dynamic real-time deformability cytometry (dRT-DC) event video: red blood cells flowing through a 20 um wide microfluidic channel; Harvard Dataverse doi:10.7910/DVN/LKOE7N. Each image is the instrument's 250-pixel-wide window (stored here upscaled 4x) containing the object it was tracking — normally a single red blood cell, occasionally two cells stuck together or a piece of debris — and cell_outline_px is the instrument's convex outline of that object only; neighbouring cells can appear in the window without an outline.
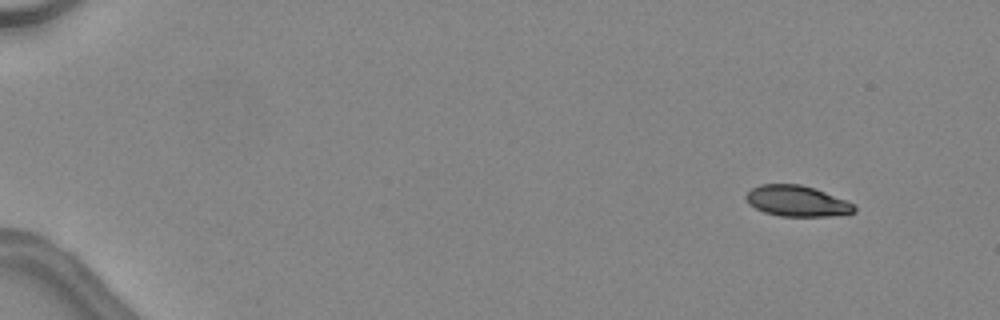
{"species": "common noctule bat (a hibernating species)", "species_latin": "Nyctalus noctula", "temperature_condition": "warm", "stored_images_in_passage": 44, "camera_frame_rate_fps": 3000, "um_per_image_px": 0.085, "animal": {"sex": "female", "body_mass_g": 24.6, "forearm_length_mm": 56.2}, "frame": {"image": 1, "passage_image": 1, "time_ms": 0.0, "image_size_px": [1000, 320], "cell_outline_px": [[856, 212], [832, 216], [780, 216], [764, 212], [748, 204], [744, 196], [752, 188], [760, 184], [800, 184], [824, 192], [856, 204]], "centroid_in_image_um": [67.73, 17.09], "position_along_channel_um": 17.3, "area_um2": 19.42}}
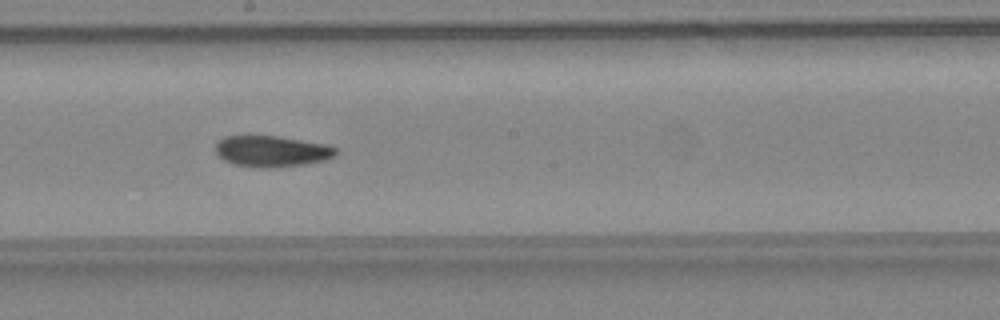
{"frame": {"image": 2, "passage_image": 25, "time_ms": 8.0, "image_size_px": [1000, 320], "cell_outline_px": [[340, 152], [336, 156], [324, 160], [304, 164], [276, 168], [256, 168], [232, 164], [224, 160], [216, 152], [216, 144], [224, 136], [276, 136], [328, 144], [336, 148]], "centroid_in_image_um": [23.13, 12.87], "position_along_channel_um": 225.1, "area_um2": 22.02}}
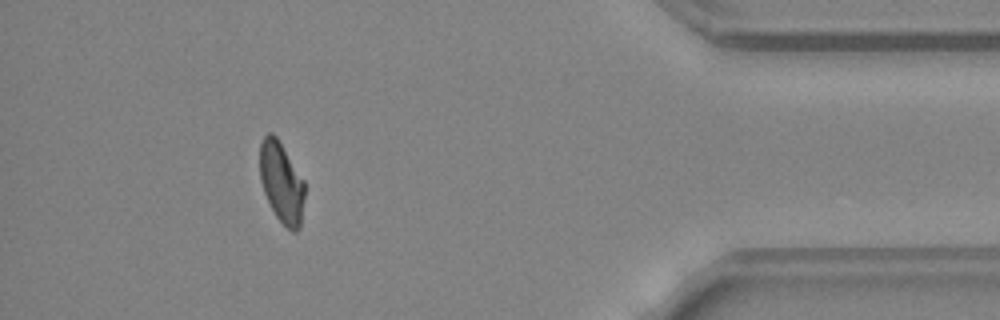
{"frame": {"image": 3, "passage_image": 40, "time_ms": 13.0, "image_size_px": [1000, 320], "cell_outline_px": [[304, 196], [300, 228], [296, 232], [292, 232], [276, 216], [264, 192], [260, 180], [260, 144], [264, 136], [268, 132], [272, 132], [276, 136], [304, 180]], "centroid_in_image_um": [23.92, 15.5], "position_along_channel_um": 411.3, "area_um2": 20.87}, "authors_computed_cell_mechanics": {"area_um2": 21.6172, "velocity_mm_per_s": 4.5409, "shape_relaxation_time_tau1_ms": 5.9057, "shape_relaxation_time_tau2_ms": 2.3526, "deformation_change_tau1": 0.1821, "deformation_change_tau2": 0.0726}}